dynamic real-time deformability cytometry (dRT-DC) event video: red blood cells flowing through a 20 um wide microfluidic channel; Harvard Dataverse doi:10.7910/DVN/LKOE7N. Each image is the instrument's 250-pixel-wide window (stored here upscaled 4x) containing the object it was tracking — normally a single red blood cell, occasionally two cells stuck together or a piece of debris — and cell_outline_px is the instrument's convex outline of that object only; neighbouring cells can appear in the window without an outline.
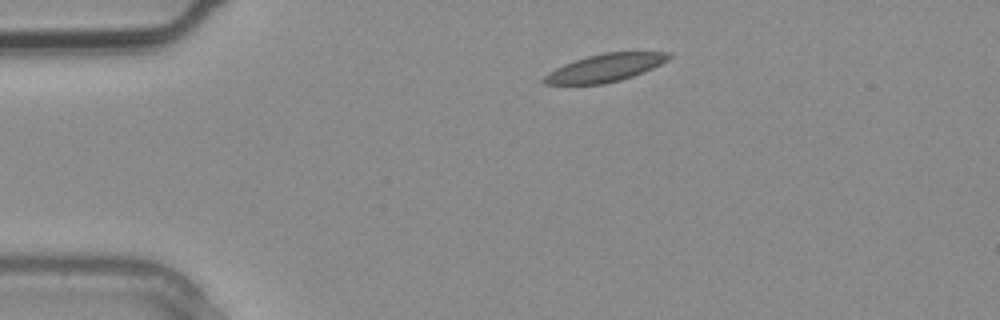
{"species": "common noctule bat (a hibernating species)", "species_latin": "Nyctalus noctula", "temperature_condition": "warm", "stored_images_in_passage": 3, "camera_frame_rate_fps": 3000, "um_per_image_px": 0.085, "animal": {"sex": "male", "body_mass_g": 20.4}, "frame": {"image": 1, "passage_image": 3, "time_ms": 0.667, "image_size_px": [1000, 320], "cell_outline_px": [[672, 56], [668, 60], [644, 72], [620, 80], [604, 84], [544, 84], [540, 80], [548, 72], [564, 64], [588, 56], [604, 52], [672, 52]], "centroid_in_image_um": [51.43, 5.76], "position_along_channel_um": 33.6, "area_um2": 20.11}}